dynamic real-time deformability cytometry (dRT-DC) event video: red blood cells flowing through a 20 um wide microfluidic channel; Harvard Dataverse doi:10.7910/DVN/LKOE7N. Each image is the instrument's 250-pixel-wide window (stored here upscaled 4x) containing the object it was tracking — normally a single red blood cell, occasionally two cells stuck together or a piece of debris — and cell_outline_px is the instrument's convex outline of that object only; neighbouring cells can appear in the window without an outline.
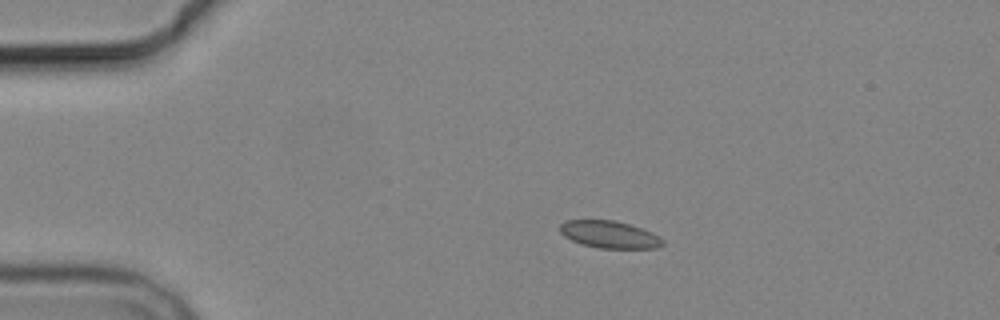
{"species": "common noctule bat (a hibernating species)", "species_latin": "Nyctalus noctula", "temperature_condition": "cold", "stored_images_in_passage": 7, "camera_frame_rate_fps": 3000, "um_per_image_px": 0.085, "animal": {"sex": "male", "body_mass_g": 19.2, "forearm_length_mm": 51.8}, "frame": {"image": 1, "passage_image": 3, "time_ms": 2.333, "image_size_px": [1000, 320], "cell_outline_px": [[664, 244], [656, 248], [600, 248], [580, 244], [564, 236], [560, 232], [560, 224], [568, 220], [616, 220], [652, 232], [660, 236], [664, 240]], "centroid_in_image_um": [51.81, 19.93], "position_along_channel_um": 33.2, "area_um2": 16.3}}
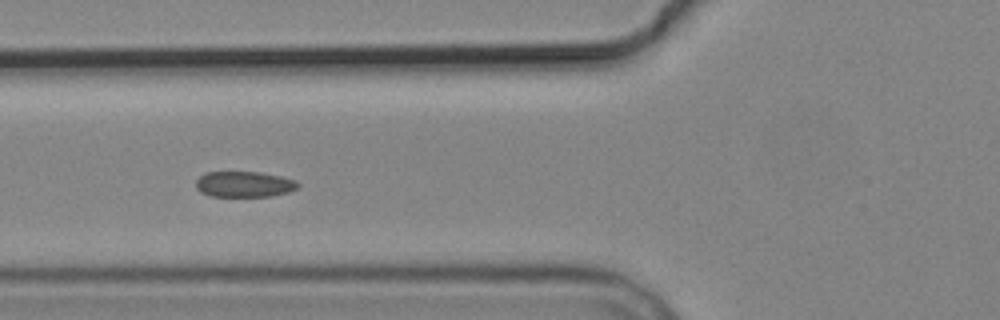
{"frame": {"image": 2, "passage_image": 6, "time_ms": 5.667, "image_size_px": [1000, 320], "cell_outline_px": [[300, 184], [296, 188], [288, 192], [272, 196], [212, 196], [200, 192], [196, 188], [196, 180], [204, 172], [260, 172], [280, 176], [296, 180]], "centroid_in_image_um": [20.75, 15.65], "position_along_channel_um": 105.1, "area_um2": 15.32}}
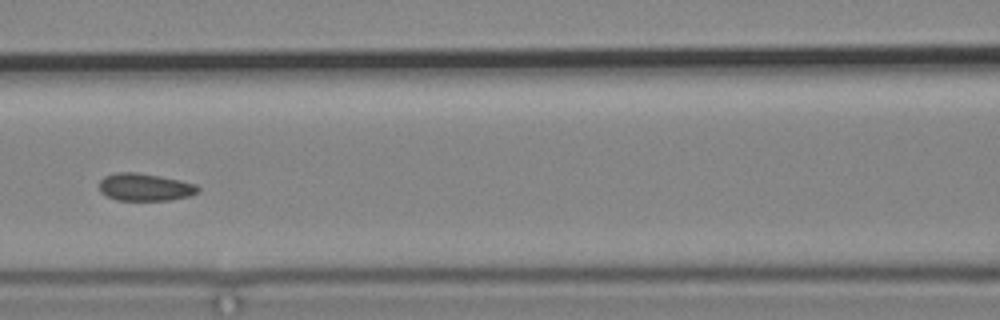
{"frame": {"image": 3, "passage_image": 7, "time_ms": 7.0, "image_size_px": [1000, 320], "cell_outline_px": [[200, 192], [188, 196], [168, 200], [116, 200], [100, 192], [100, 180], [104, 176], [116, 172], [136, 172], [160, 176], [180, 180], [196, 184], [200, 188]], "centroid_in_image_um": [12.33, 15.9], "position_along_channel_um": 154.3, "area_um2": 15.84}}